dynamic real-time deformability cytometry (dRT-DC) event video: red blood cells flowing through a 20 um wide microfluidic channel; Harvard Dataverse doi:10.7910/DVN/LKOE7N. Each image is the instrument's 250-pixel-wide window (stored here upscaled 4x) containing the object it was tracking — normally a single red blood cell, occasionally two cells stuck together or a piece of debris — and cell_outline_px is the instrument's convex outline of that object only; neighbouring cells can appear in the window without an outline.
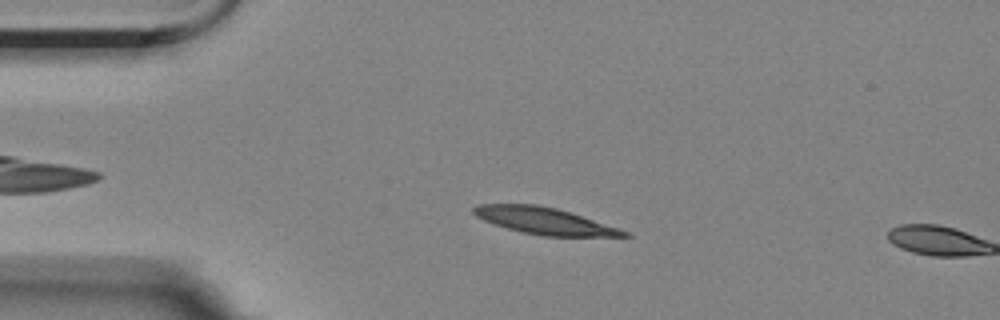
{"species": "Egyptian fruit bat (a non-hibernating species)", "species_latin": "Rousettus aegyptiacus", "temperature_condition": "room temperature", "stored_images_in_passage": 5, "camera_frame_rate_fps": 3000, "um_per_image_px": 0.085, "animal": {"sex": "female"}, "frame": {"image": 1, "passage_image": 4, "time_ms": 4.333, "image_size_px": [1000, 320], "cell_outline_px": [[632, 236], [544, 236], [524, 232], [492, 224], [476, 216], [472, 212], [472, 208], [480, 204], [536, 204], [556, 208], [620, 228], [628, 232]], "centroid_in_image_um": [46.26, 18.77], "position_along_channel_um": 38.7, "area_um2": 23.12}}